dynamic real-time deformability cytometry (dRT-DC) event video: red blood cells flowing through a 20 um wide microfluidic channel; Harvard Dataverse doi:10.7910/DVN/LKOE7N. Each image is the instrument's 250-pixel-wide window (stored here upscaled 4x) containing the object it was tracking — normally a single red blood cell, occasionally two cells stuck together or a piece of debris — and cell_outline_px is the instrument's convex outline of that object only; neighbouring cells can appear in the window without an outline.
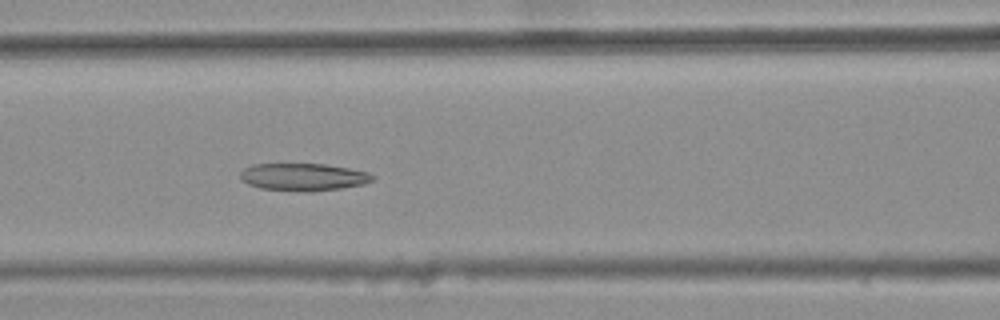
{"species": "common noctule bat (a hibernating species)", "species_latin": "Nyctalus noctula", "temperature_condition": "warm", "stored_images_in_passage": 6, "camera_frame_rate_fps": 3000, "um_per_image_px": 0.085, "animal": {"sex": "female", "body_mass_g": 25.1}, "frame": {"image": 1, "passage_image": 6, "time_ms": 1.667, "image_size_px": [1000, 320], "cell_outline_px": [[376, 176], [372, 180], [364, 184], [340, 188], [312, 192], [308, 192], [260, 188], [248, 184], [240, 180], [240, 172], [244, 168], [252, 164], [324, 164], [348, 168], [368, 172]], "centroid_in_image_um": [25.76, 15.04], "position_along_channel_um": 140.8, "area_um2": 21.21}}